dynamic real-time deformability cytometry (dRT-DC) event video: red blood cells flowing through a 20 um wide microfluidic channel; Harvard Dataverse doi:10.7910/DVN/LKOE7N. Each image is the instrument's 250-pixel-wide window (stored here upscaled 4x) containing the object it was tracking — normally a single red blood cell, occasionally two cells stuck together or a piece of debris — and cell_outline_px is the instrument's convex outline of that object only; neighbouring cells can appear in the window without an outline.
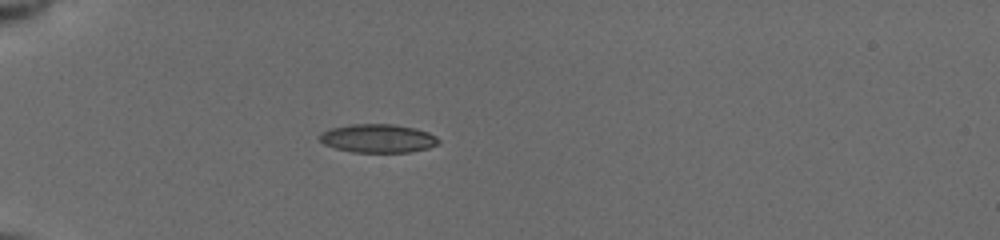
{"species": "common noctule bat (a hibernating species)", "species_latin": "Nyctalus noctula", "temperature_condition": "cold", "stored_images_in_passage": 35, "camera_frame_rate_fps": 3000, "um_per_image_px": 0.085, "animal": {"sex": "female", "body_mass_g": 19.5, "forearm_length_mm": 54.1}, "frame": {"image": 1, "passage_image": 1, "time_ms": 0.0, "image_size_px": [1000, 240], "cell_outline_px": [[440, 144], [428, 148], [408, 152], [352, 152], [336, 148], [324, 144], [316, 136], [320, 132], [332, 128], [352, 124], [392, 124], [416, 128], [428, 132], [436, 136], [440, 140]], "centroid_in_image_um": [32.13, 11.76], "position_along_channel_um": 52.9, "area_um2": 19.88}}
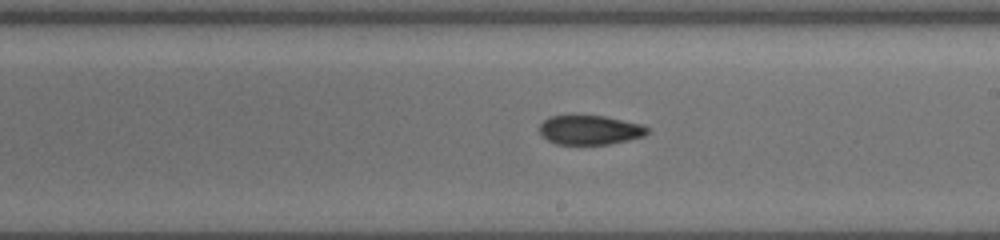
{"frame": {"image": 2, "passage_image": 16, "time_ms": 5.333, "image_size_px": [1000, 240], "cell_outline_px": [[648, 132], [644, 136], [628, 140], [608, 144], [556, 144], [540, 136], [536, 128], [548, 116], [604, 116], [640, 124], [648, 128]], "centroid_in_image_um": [50.06, 11.05], "position_along_channel_um": 238.9, "area_um2": 18.44}}
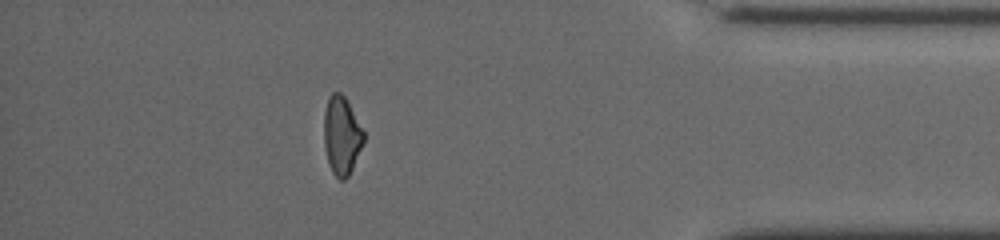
{"frame": {"image": 3, "passage_image": 30, "time_ms": 10.333, "image_size_px": [1000, 240], "cell_outline_px": [[364, 140], [352, 168], [348, 176], [344, 180], [340, 180], [332, 172], [328, 164], [324, 148], [324, 112], [328, 96], [332, 92], [340, 92], [348, 100], [364, 132]], "centroid_in_image_um": [29.02, 11.49], "position_along_channel_um": 406.2, "area_um2": 18.21}, "authors_computed_cell_mechanics": {"area_um2": 19.1896, "velocity_mm_per_s": 3.9592, "shape_relaxation_time_tau1_ms": null, "shape_relaxation_time_tau2_ms": 3.8828, "deformation_change_tau1": null, "deformation_change_tau2": 0.0838}}